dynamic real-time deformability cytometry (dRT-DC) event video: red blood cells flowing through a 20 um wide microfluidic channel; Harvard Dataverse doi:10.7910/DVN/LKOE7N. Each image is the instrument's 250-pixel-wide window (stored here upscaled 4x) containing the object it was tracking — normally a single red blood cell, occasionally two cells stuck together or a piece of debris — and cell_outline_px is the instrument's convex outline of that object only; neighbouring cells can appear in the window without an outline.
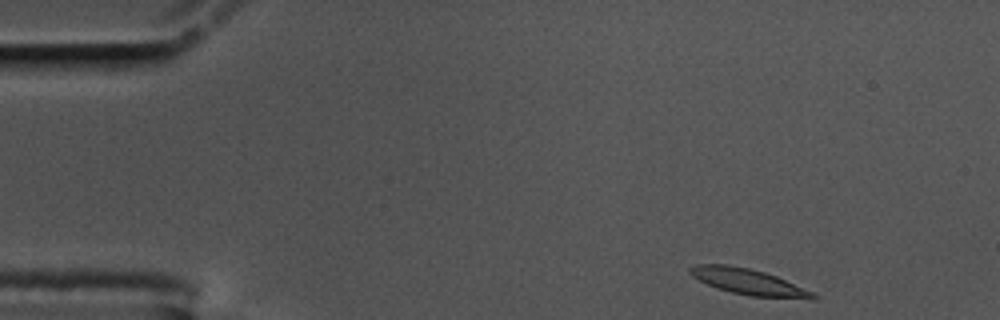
{"species": "common noctule bat (a hibernating species)", "species_latin": "Nyctalus noctula", "temperature_condition": "cold", "stored_images_in_passage": 52, "camera_frame_rate_fps": 3000, "um_per_image_px": 0.085, "animal": {"sex": "male", "body_mass_g": 17.5, "forearm_length_mm": 52.3}, "frame": {"image": 1, "passage_image": 1, "time_ms": 0.0, "image_size_px": [1000, 320], "cell_outline_px": [[820, 296], [816, 300], [812, 300], [752, 296], [732, 292], [716, 288], [692, 276], [688, 272], [688, 268], [696, 264], [728, 264], [748, 268], [764, 272], [776, 276], [812, 292]], "centroid_in_image_um": [63.64, 23.96], "position_along_channel_um": 21.4, "area_um2": 18.61}}
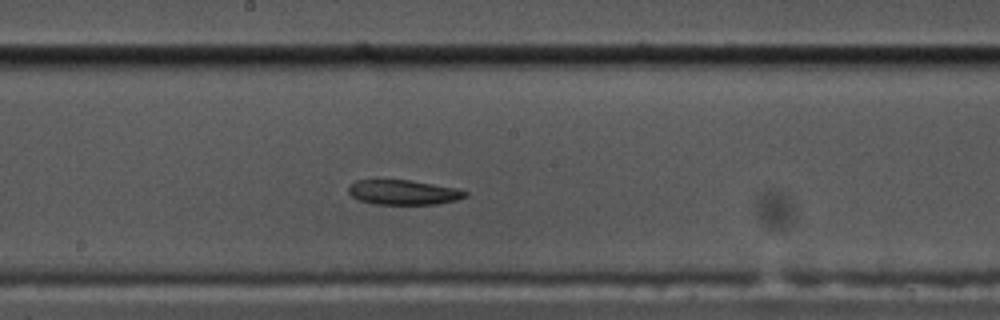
{"frame": {"image": 2, "passage_image": 25, "time_ms": 8.0, "image_size_px": [1000, 320], "cell_outline_px": [[468, 196], [456, 200], [436, 204], [372, 204], [360, 200], [352, 196], [348, 192], [348, 184], [356, 180], [412, 180], [456, 188], [468, 192]], "centroid_in_image_um": [34.28, 16.34], "position_along_channel_um": 213.9, "area_um2": 16.94}}
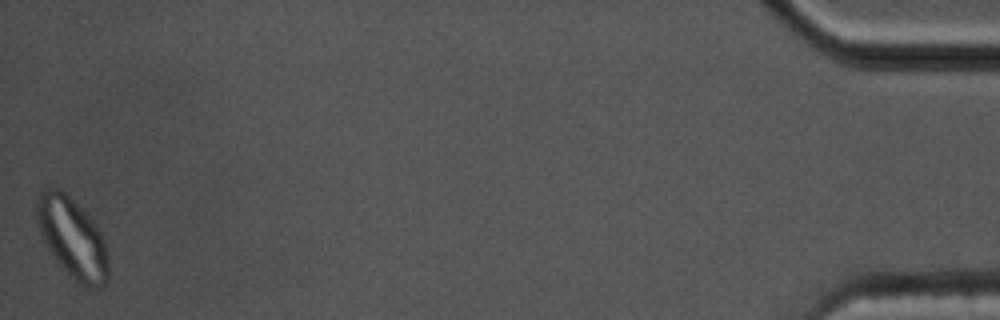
{"frame": {"image": 3, "passage_image": 52, "time_ms": 17.0, "image_size_px": [1000, 320], "cell_outline_px": [[108, 280], [104, 284], [84, 284], [76, 280], [56, 260], [48, 248], [40, 232], [36, 220], [36, 196], [44, 188], [60, 188], [96, 224], [104, 236], [108, 252]], "centroid_in_image_um": [6.14, 20.15], "position_along_channel_um": 429.1, "area_um2": 32.83}, "authors_computed_cell_mechanics": {"area_um2": 18.6694, "velocity_mm_per_s": 3.4399, "shape_relaxation_time_tau1_ms": null, "shape_relaxation_time_tau2_ms": 10.7135, "deformation_change_tau1": null, "deformation_change_tau2": 0.1978}}